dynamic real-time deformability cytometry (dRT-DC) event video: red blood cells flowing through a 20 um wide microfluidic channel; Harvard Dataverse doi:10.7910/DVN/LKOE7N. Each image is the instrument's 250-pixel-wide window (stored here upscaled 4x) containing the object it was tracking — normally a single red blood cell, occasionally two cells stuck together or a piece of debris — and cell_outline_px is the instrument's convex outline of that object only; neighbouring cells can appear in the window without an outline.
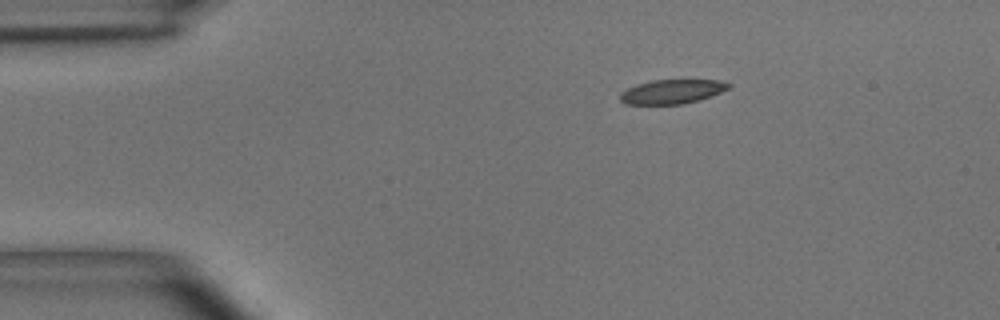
{"species": "common noctule bat (a hibernating species)", "species_latin": "Nyctalus noctula", "temperature_condition": "room temperature", "stored_images_in_passage": 46, "camera_frame_rate_fps": 3000, "um_per_image_px": 0.085, "animal": {"sex": "male", "body_mass_g": 15.6}, "frame": {"image": 1, "passage_image": 1, "time_ms": 0.0, "image_size_px": [1000, 320], "cell_outline_px": [[732, 84], [728, 88], [720, 92], [700, 100], [684, 104], [624, 104], [620, 100], [620, 92], [636, 84], [652, 80], [720, 80]], "centroid_in_image_um": [57.1, 7.79], "position_along_channel_um": 27.9, "area_um2": 15.32}}
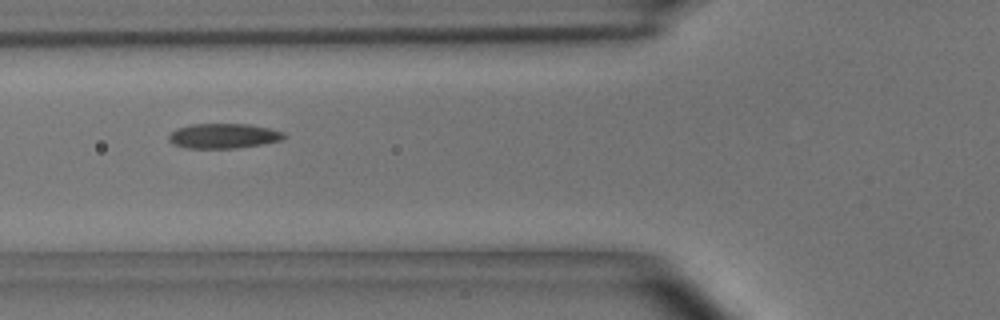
{"frame": {"image": 2, "passage_image": 12, "time_ms": 3.667, "image_size_px": [1000, 320], "cell_outline_px": [[288, 136], [284, 140], [264, 144], [236, 148], [184, 148], [172, 144], [168, 140], [168, 136], [176, 128], [192, 124], [248, 124], [268, 128], [284, 132]], "centroid_in_image_um": [19.02, 11.56], "position_along_channel_um": 106.8, "area_um2": 16.94}}
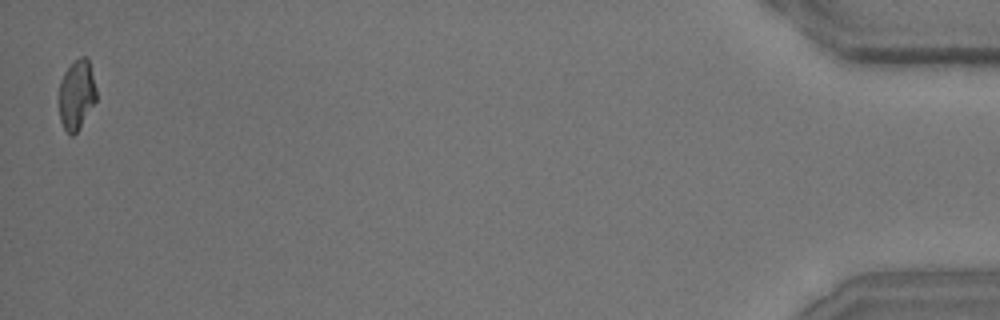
{"frame": {"image": 3, "passage_image": 46, "time_ms": 15.0, "image_size_px": [1000, 320], "cell_outline_px": [[96, 100], [76, 132], [72, 136], [64, 128], [60, 120], [60, 80], [64, 72], [80, 56], [84, 56], [88, 60], [96, 88]], "centroid_in_image_um": [6.51, 8.04], "position_along_channel_um": 428.7, "area_um2": 14.68}, "authors_computed_cell_mechanics": {"area_um2": 16.3863, "velocity_mm_per_s": 3.6406, "shape_relaxation_time_tau1_ms": 5.2543, "shape_relaxation_time_tau2_ms": 1.8231, "deformation_change_tau1": 0.1621, "deformation_change_tau2": 0.0673}}